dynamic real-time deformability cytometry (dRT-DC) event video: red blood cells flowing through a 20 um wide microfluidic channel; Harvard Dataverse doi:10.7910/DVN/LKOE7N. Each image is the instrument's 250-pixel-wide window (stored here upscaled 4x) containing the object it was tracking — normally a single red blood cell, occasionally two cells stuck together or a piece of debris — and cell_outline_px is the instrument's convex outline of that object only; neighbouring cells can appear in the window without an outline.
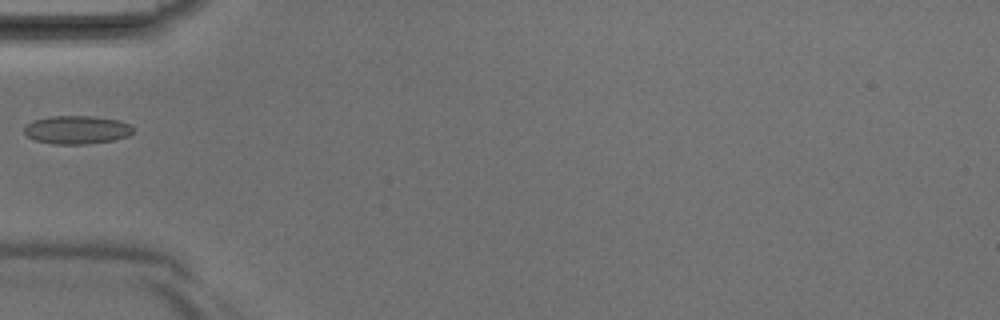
{"species": "Egyptian fruit bat (a non-hibernating species)", "species_latin": "Rousettus aegyptiacus", "temperature_condition": "room temperature", "stored_images_in_passage": 28, "camera_frame_rate_fps": 3000, "um_per_image_px": 0.085, "animal": {"sex": "male"}, "frame": {"image": 1, "passage_image": 1, "time_ms": 0.0, "image_size_px": [1000, 320], "cell_outline_px": [[132, 132], [128, 136], [112, 140], [88, 144], [52, 144], [36, 140], [28, 136], [24, 132], [24, 128], [32, 120], [48, 116], [92, 116], [120, 120], [128, 124], [132, 128]], "centroid_in_image_um": [6.51, 11.03], "position_along_channel_um": 78.5, "area_um2": 17.92}}
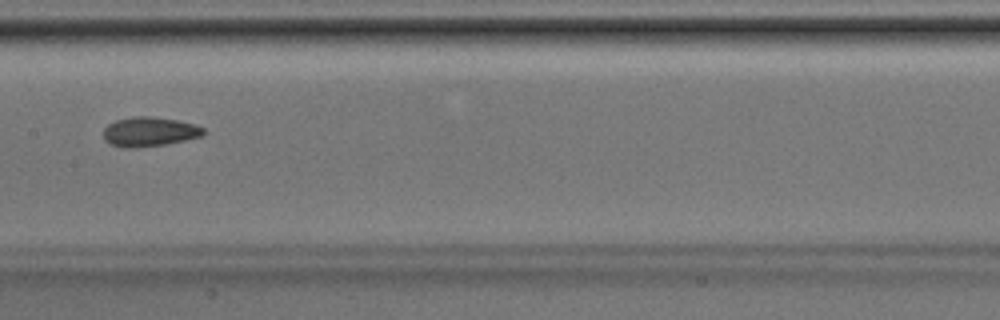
{"frame": {"image": 2, "passage_image": 8, "time_ms": 2.333, "image_size_px": [1000, 320], "cell_outline_px": [[208, 132], [204, 136], [164, 144], [136, 148], [124, 148], [108, 144], [104, 140], [104, 128], [108, 124], [116, 120], [136, 116], [148, 116], [176, 120], [196, 124], [204, 128]], "centroid_in_image_um": [12.71, 11.2], "position_along_channel_um": 194.7, "area_um2": 17.34}}
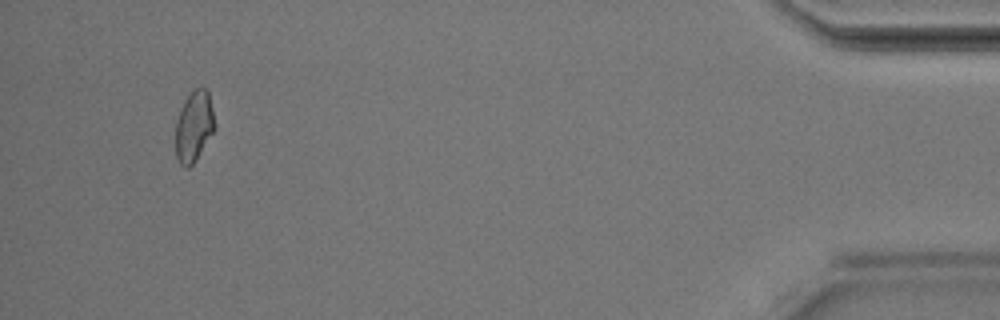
{"frame": {"image": 3, "passage_image": 26, "time_ms": 8.333, "image_size_px": [1000, 320], "cell_outline_px": [[216, 128], [192, 164], [188, 168], [184, 168], [180, 164], [176, 156], [176, 120], [180, 108], [184, 100], [196, 88], [208, 88], [216, 124]], "centroid_in_image_um": [16.5, 10.72], "position_along_channel_um": 418.7, "area_um2": 16.18}}